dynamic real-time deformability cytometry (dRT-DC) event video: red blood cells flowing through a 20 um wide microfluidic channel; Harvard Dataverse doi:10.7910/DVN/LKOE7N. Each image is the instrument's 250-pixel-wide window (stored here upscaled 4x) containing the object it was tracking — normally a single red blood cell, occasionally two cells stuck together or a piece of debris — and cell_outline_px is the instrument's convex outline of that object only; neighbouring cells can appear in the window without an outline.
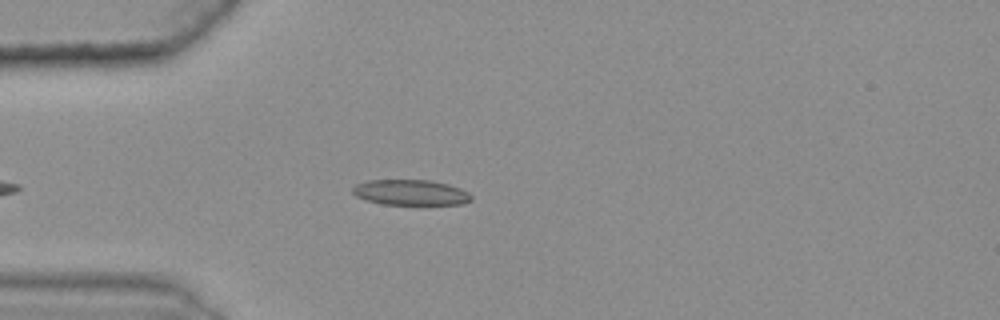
{"species": "common noctule bat (a hibernating species)", "species_latin": "Nyctalus noctula", "temperature_condition": "warm", "stored_images_in_passage": 35, "camera_frame_rate_fps": 3000, "um_per_image_px": 0.085, "animal": {"sex": "female", "body_mass_g": 25.1}, "frame": {"image": 1, "passage_image": 7, "time_ms": 2.0, "image_size_px": [1000, 320], "cell_outline_px": [[472, 200], [464, 204], [384, 204], [368, 200], [356, 196], [352, 192], [352, 188], [356, 184], [368, 180], [428, 180], [448, 184], [460, 188], [468, 192], [472, 196]], "centroid_in_image_um": [34.92, 16.35], "position_along_channel_um": 50.1, "area_um2": 17.51}}
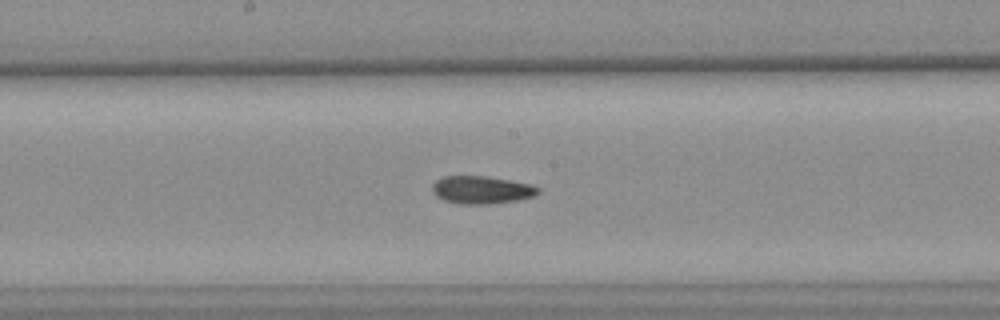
{"frame": {"image": 2, "passage_image": 21, "time_ms": 6.667, "image_size_px": [1000, 320], "cell_outline_px": [[540, 192], [532, 196], [516, 200], [488, 204], [460, 204], [444, 200], [436, 196], [432, 188], [432, 184], [436, 180], [444, 176], [484, 176], [532, 184], [540, 188]], "centroid_in_image_um": [40.92, 16.13], "position_along_channel_um": 207.3, "area_um2": 16.99}}
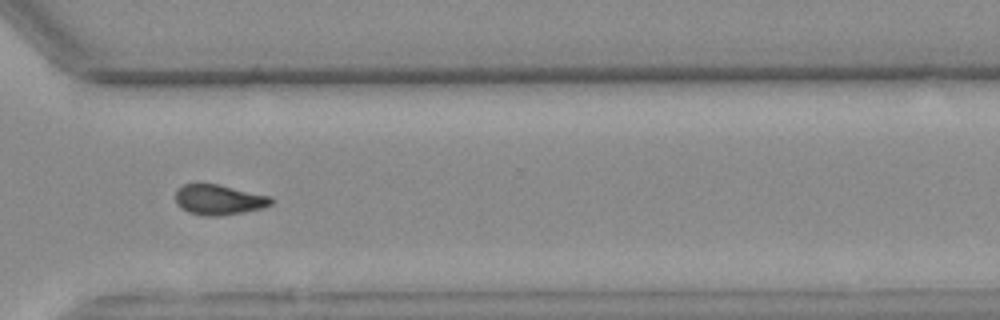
{"frame": {"image": 3, "passage_image": 33, "time_ms": 10.667, "image_size_px": [1000, 320], "cell_outline_px": [[272, 204], [260, 208], [240, 212], [216, 216], [204, 216], [188, 212], [180, 208], [176, 204], [176, 192], [184, 184], [216, 184], [272, 196]], "centroid_in_image_um": [18.58, 16.98], "position_along_channel_um": 352.0, "area_um2": 16.59}, "authors_computed_cell_mechanics": {"area_um2": 17.2822, "velocity_mm_per_s": 3.6109, "shape_relaxation_time_tau1_ms": null, "shape_relaxation_time_tau2_ms": 4.6269, "deformation_change_tau1": null, "deformation_change_tau2": 0.108}}